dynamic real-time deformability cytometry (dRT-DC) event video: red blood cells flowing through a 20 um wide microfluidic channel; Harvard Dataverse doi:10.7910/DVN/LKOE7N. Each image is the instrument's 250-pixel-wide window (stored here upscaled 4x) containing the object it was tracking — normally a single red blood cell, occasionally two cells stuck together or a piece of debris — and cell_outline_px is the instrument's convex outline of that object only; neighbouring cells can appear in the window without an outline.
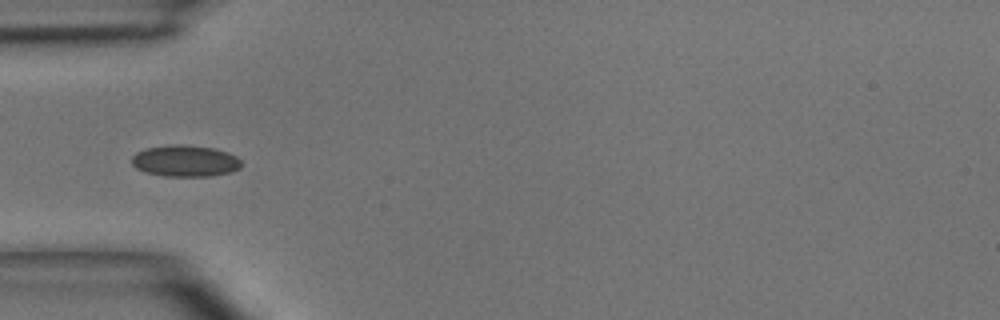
{"species": "common noctule bat (a hibernating species)", "species_latin": "Nyctalus noctula", "temperature_condition": "room temperature", "stored_images_in_passage": 4, "camera_frame_rate_fps": 3000, "um_per_image_px": 0.085, "animal": {"sex": "male", "body_mass_g": 15.6}, "frame": {"image": 1, "passage_image": 3, "time_ms": 3.0, "image_size_px": [1000, 320], "cell_outline_px": [[240, 168], [232, 172], [208, 176], [164, 176], [144, 172], [136, 168], [132, 164], [132, 156], [136, 152], [144, 148], [168, 144], [188, 144], [212, 148], [228, 152], [236, 156], [240, 160]], "centroid_in_image_um": [15.71, 13.66], "position_along_channel_um": 69.3, "area_um2": 20.35}}
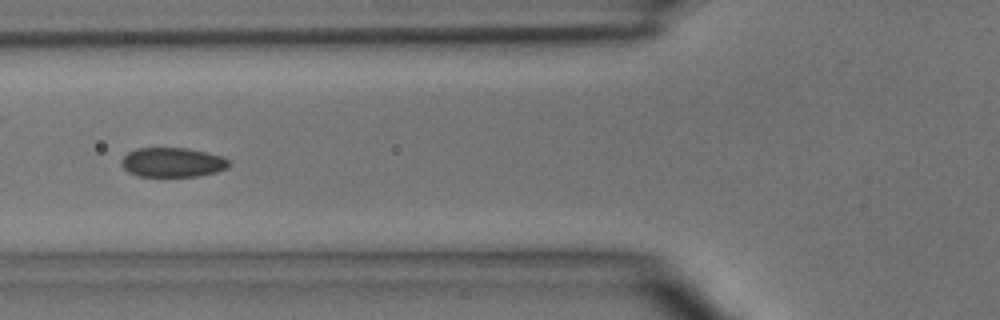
{"frame": {"image": 2, "passage_image": 4, "time_ms": 4.0, "image_size_px": [1000, 320], "cell_outline_px": [[232, 164], [228, 168], [216, 172], [200, 176], [136, 176], [128, 172], [120, 164], [120, 160], [128, 152], [136, 148], [188, 148], [208, 152], [224, 156]], "centroid_in_image_um": [14.68, 13.79], "position_along_channel_um": 111.1, "area_um2": 18.79}}